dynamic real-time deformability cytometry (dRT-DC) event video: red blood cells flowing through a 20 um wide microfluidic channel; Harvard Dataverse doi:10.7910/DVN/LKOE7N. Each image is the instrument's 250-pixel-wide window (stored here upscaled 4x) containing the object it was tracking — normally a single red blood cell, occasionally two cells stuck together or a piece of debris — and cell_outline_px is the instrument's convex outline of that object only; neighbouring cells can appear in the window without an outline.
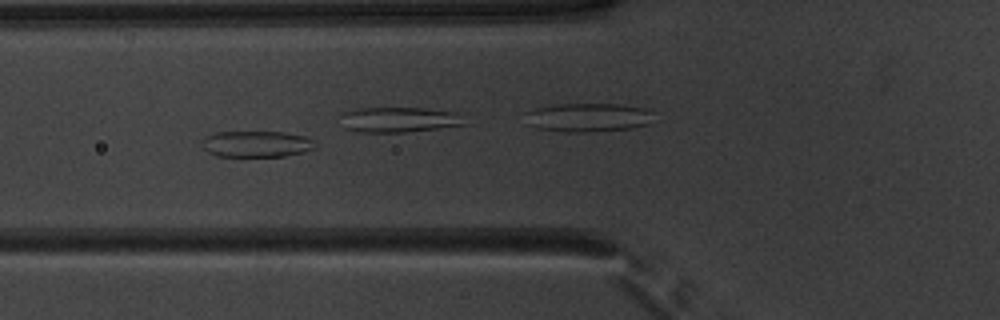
{"species": "common noctule bat (a hibernating species)", "species_latin": "Nyctalus noctula", "temperature_condition": "warm", "stored_images_in_passage": 38, "camera_frame_rate_fps": 3000, "um_per_image_px": 0.085, "animal": {"sex": "male", "body_mass_g": 20.1, "forearm_length_mm": 53.5}, "frame": {"image": 1, "passage_image": 17, "time_ms": 5.333, "image_size_px": [1000, 320], "cell_outline_px": [[316, 148], [304, 152], [284, 156], [216, 156], [208, 152], [200, 144], [200, 140], [204, 136], [216, 132], [284, 132], [304, 136], [312, 140], [316, 144]], "centroid_in_image_um": [21.76, 12.24], "position_along_channel_um": 104.0, "area_um2": 17.46}}
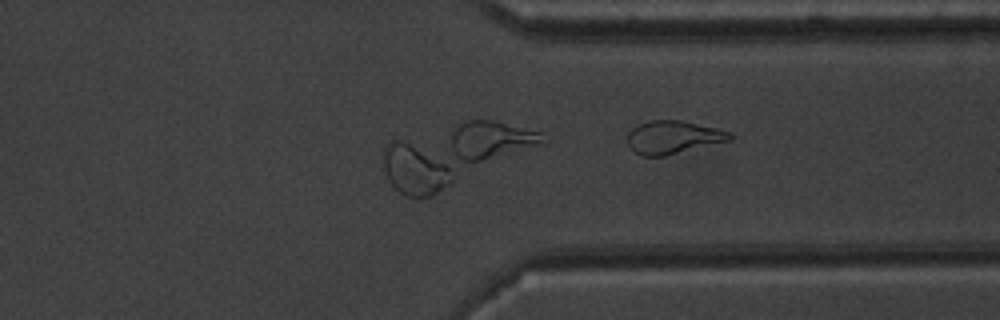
{"frame": {"image": 2, "passage_image": 38, "time_ms": 12.333, "image_size_px": [1000, 320], "cell_outline_px": [[736, 136], [732, 140], [664, 156], [640, 156], [628, 144], [628, 132], [632, 128], [648, 120], [680, 120], [716, 128], [732, 132]], "centroid_in_image_um": [57.26, 11.66], "position_along_channel_um": 354.1, "area_um2": 19.77}}